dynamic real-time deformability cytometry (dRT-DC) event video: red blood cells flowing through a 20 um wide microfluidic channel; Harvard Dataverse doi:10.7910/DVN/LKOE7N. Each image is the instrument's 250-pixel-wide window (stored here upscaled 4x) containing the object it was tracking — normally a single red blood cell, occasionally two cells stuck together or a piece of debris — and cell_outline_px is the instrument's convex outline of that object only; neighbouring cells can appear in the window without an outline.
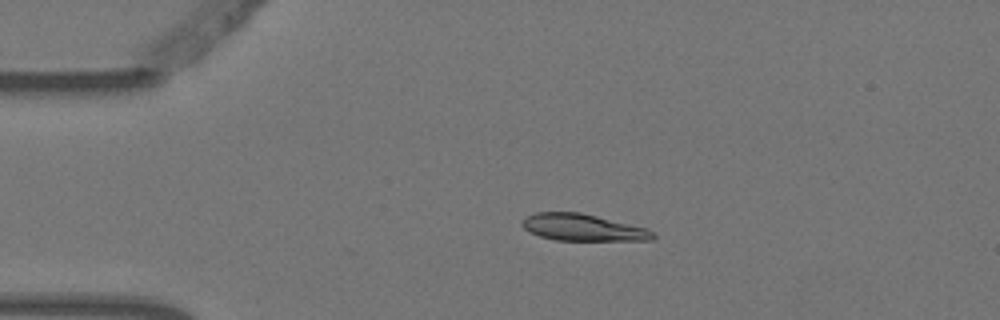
{"species": "Egyptian fruit bat (a non-hibernating species)", "species_latin": "Rousettus aegyptiacus", "temperature_condition": "warm", "stored_images_in_passage": 5, "camera_frame_rate_fps": 3000, "um_per_image_px": 0.085, "animal": {"sex": "female"}, "frame": {"image": 1, "passage_image": 3, "time_ms": 0.667, "image_size_px": [1000, 320], "cell_outline_px": [[656, 236], [652, 240], [556, 240], [540, 236], [528, 232], [520, 224], [528, 216], [536, 212], [580, 212], [648, 228]], "centroid_in_image_um": [49.54, 19.33], "position_along_channel_um": 35.5, "area_um2": 20.35}}